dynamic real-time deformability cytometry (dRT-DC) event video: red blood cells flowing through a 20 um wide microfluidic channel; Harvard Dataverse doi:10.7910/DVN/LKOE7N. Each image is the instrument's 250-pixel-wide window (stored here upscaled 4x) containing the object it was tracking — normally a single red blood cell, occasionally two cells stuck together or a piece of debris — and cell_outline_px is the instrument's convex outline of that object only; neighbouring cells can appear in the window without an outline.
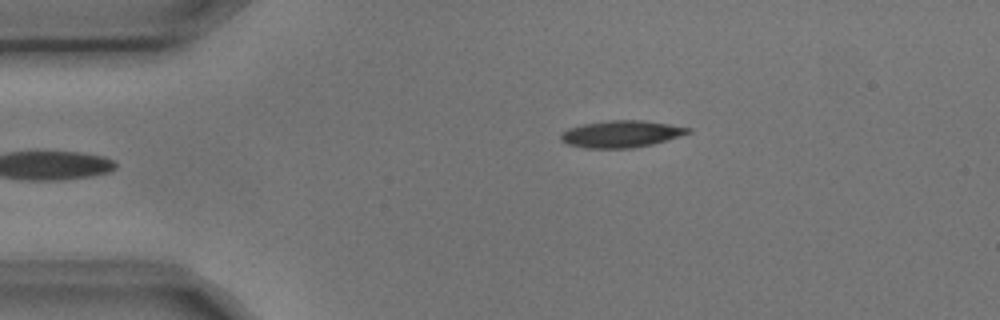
{"species": "common noctule bat (a hibernating species)", "species_latin": "Nyctalus noctula", "temperature_condition": "cold", "stored_images_in_passage": 2, "camera_frame_rate_fps": 3000, "um_per_image_px": 0.085, "animal": {"sex": "male", "body_mass_g": 17.9, "forearm_length_mm": 54.2}, "frame": {"image": 1, "passage_image": 2, "time_ms": 0.333, "image_size_px": [1000, 320], "cell_outline_px": [[692, 132], [652, 144], [632, 148], [584, 148], [568, 144], [560, 140], [560, 136], [568, 128], [584, 124], [608, 120], [644, 120], [692, 128]], "centroid_in_image_um": [52.8, 11.38], "position_along_channel_um": 32.2, "area_um2": 19.83}}